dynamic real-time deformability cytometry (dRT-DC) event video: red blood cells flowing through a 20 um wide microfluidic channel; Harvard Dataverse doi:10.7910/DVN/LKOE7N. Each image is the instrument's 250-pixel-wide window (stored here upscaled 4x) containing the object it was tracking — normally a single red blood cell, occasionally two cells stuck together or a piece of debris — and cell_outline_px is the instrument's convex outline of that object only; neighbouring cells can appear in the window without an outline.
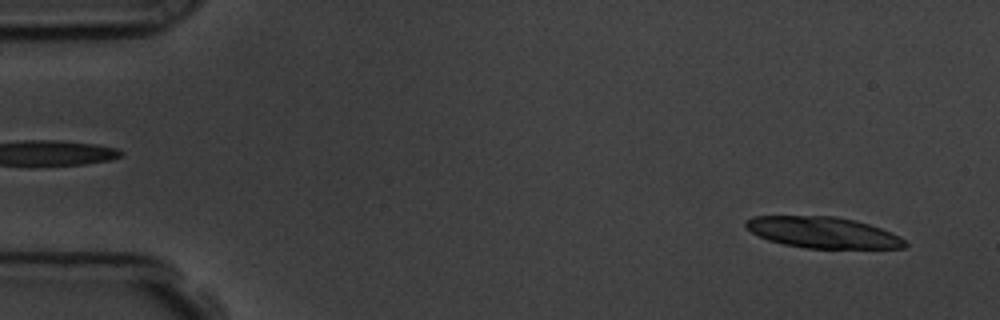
{"species": "common noctule bat (a hibernating species)", "species_latin": "Nyctalus noctula", "temperature_condition": "room temperature", "stored_images_in_passage": 11, "camera_frame_rate_fps": 3000, "um_per_image_px": 0.085, "animal": {"sex": "male", "body_mass_g": 19.5, "forearm_length_mm": 54.6}, "frame": {"image": 1, "passage_image": 1, "time_ms": 0.0, "image_size_px": [1000, 320], "cell_outline_px": [[908, 244], [904, 248], [804, 248], [784, 244], [768, 240], [752, 232], [744, 224], [744, 220], [752, 216], [836, 216], [856, 220], [880, 228], [900, 236]], "centroid_in_image_um": [69.94, 19.75], "position_along_channel_um": 15.1, "area_um2": 28.84}}